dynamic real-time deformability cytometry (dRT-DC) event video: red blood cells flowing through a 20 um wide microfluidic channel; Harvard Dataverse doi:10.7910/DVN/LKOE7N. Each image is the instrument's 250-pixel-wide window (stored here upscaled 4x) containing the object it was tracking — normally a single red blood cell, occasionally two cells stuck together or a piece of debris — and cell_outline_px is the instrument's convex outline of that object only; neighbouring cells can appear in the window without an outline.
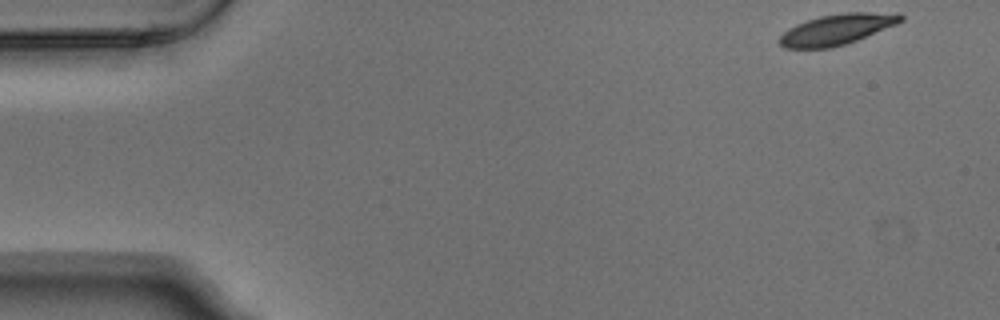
{"species": "Egyptian fruit bat (a non-hibernating species)", "species_latin": "Rousettus aegyptiacus", "temperature_condition": "warm", "stored_images_in_passage": 4, "camera_frame_rate_fps": 3000, "um_per_image_px": 0.085, "animal": {"sex": "male"}, "frame": {"image": 1, "passage_image": 1, "time_ms": 0.0, "image_size_px": [1000, 320], "cell_outline_px": [[904, 20], [896, 24], [856, 40], [832, 48], [784, 48], [776, 40], [788, 28], [796, 24], [820, 16], [844, 12], [900, 12], [904, 16]], "centroid_in_image_um": [71.15, 2.48], "position_along_channel_um": 13.9, "area_um2": 21.73}}
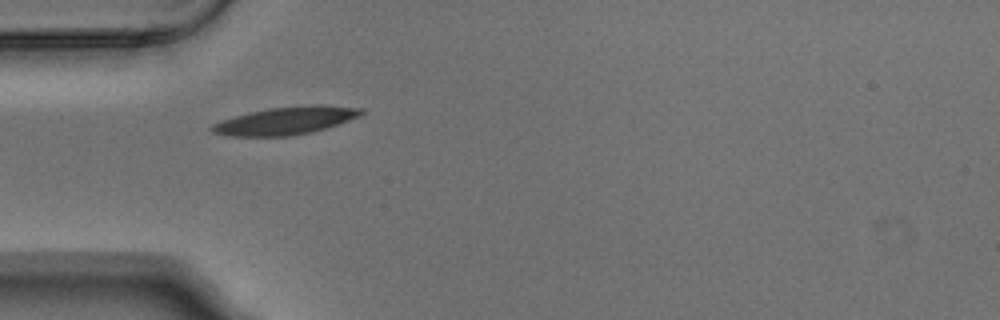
{"frame": {"image": 2, "passage_image": 4, "time_ms": 1.0, "image_size_px": [1000, 320], "cell_outline_px": [[368, 112], [360, 116], [312, 132], [288, 136], [228, 136], [212, 132], [208, 128], [212, 124], [220, 120], [248, 112], [268, 108], [316, 104], [324, 104], [364, 108]], "centroid_in_image_um": [24.29, 10.24], "position_along_channel_um": 60.7, "area_um2": 24.39}}